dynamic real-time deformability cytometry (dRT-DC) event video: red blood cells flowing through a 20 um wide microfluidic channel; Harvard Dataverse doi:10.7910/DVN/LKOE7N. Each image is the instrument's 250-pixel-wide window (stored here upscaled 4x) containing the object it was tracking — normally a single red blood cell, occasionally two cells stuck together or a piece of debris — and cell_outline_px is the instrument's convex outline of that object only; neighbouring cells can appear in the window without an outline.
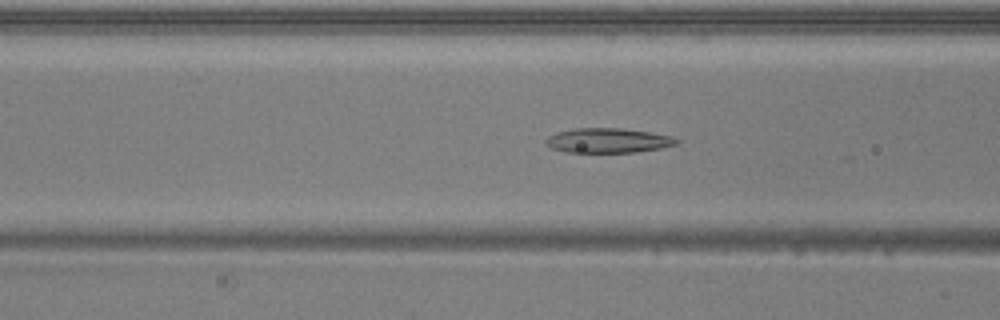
{"species": "common noctule bat (a hibernating species)", "species_latin": "Nyctalus noctula", "temperature_condition": "warm", "stored_images_in_passage": 51, "camera_frame_rate_fps": 3000, "um_per_image_px": 0.085, "animal": {"sex": "male", "body_mass_g": 20.5, "forearm_length_mm": 52.5}, "frame": {"image": 1, "passage_image": 20, "time_ms": 6.333, "image_size_px": [1000, 320], "cell_outline_px": [[684, 140], [680, 144], [660, 148], [636, 152], [564, 152], [552, 148], [544, 144], [544, 140], [548, 136], [556, 132], [576, 128], [620, 128], [648, 132], [672, 136]], "centroid_in_image_um": [51.71, 11.94], "position_along_channel_um": 114.9, "area_um2": 19.02}}
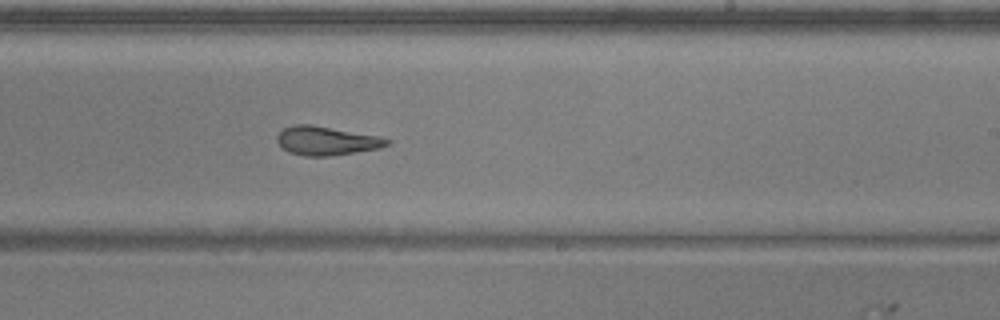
{"frame": {"image": 2, "passage_image": 31, "time_ms": 10.0, "image_size_px": [1000, 320], "cell_outline_px": [[392, 144], [380, 148], [356, 152], [328, 156], [304, 156], [288, 152], [280, 148], [276, 140], [276, 136], [284, 128], [292, 124], [312, 124], [376, 136], [392, 140]], "centroid_in_image_um": [27.71, 11.97], "position_along_channel_um": 261.3, "area_um2": 18.61}}
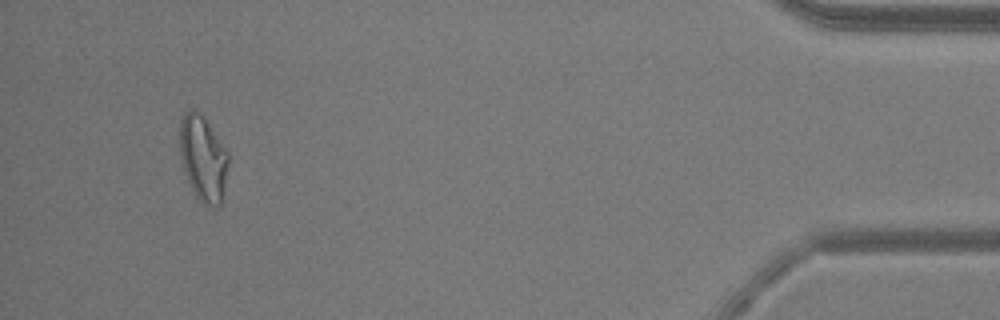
{"frame": {"image": 3, "passage_image": 48, "time_ms": 15.667, "image_size_px": [1000, 320], "cell_outline_px": [[228, 160], [220, 204], [216, 208], [208, 208], [196, 196], [188, 180], [180, 160], [180, 120], [184, 112], [188, 108], [196, 108], [204, 116], [228, 152]], "centroid_in_image_um": [17.23, 13.4], "position_along_channel_um": 418.0, "area_um2": 24.22}, "authors_computed_cell_mechanics": {"area_um2": 20.5768, "velocity_mm_per_s": 3.9887, "shape_relaxation_time_tau1_ms": 9.1285, "shape_relaxation_time_tau2_ms": 5.2647, "deformation_change_tau1": 0.2675, "deformation_change_tau2": 0.1162}}